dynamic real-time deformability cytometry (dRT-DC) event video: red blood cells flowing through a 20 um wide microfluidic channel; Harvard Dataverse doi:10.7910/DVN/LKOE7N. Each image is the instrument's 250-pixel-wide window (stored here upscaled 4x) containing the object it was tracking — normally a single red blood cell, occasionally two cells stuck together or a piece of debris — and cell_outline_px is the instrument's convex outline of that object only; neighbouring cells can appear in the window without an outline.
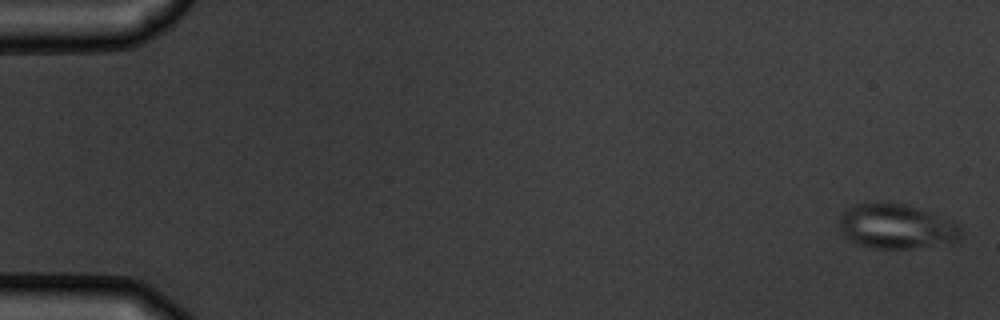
{"species": "common noctule bat (a hibernating species)", "species_latin": "Nyctalus noctula", "temperature_condition": "warm", "stored_images_in_passage": 8, "camera_frame_rate_fps": 3000, "um_per_image_px": 0.085, "animal": {"sex": "male", "body_mass_g": 19.5, "forearm_length_mm": 54.6}, "frame": {"image": 1, "passage_image": 1, "time_ms": 0.0, "image_size_px": [1000, 320], "cell_outline_px": [[960, 236], [956, 240], [912, 248], [872, 248], [848, 240], [844, 236], [840, 228], [840, 216], [848, 208], [856, 204], [872, 200], [876, 200], [904, 204], [932, 212], [956, 224], [960, 228]], "centroid_in_image_um": [76.1, 19.2], "position_along_channel_um": 8.9, "area_um2": 31.44}}